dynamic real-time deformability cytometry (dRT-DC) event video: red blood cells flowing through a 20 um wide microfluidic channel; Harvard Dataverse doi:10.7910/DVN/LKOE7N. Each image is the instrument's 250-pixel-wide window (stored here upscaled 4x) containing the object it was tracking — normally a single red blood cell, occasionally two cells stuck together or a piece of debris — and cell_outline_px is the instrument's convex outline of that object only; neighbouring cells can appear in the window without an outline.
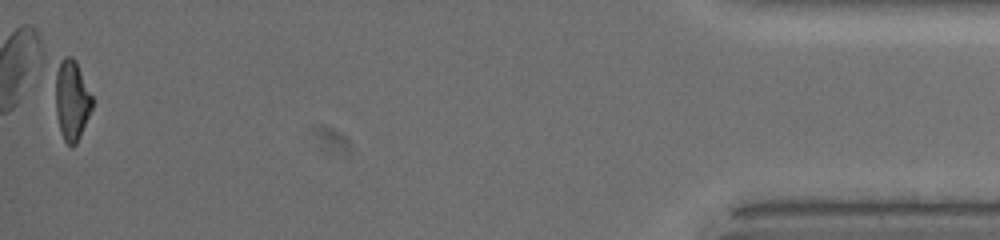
{"species": "common noctule bat (a hibernating species)", "species_latin": "Nyctalus noctula", "temperature_condition": "warm", "stored_images_in_passage": 45, "camera_frame_rate_fps": 3000, "um_per_image_px": 0.085, "animal": {"sex": "female", "body_mass_g": 19.5, "forearm_length_mm": 54.1}, "frame": {"image": 1, "passage_image": 45, "time_ms": 17.667, "image_size_px": [1000, 240], "cell_outline_px": [[92, 108], [80, 136], [76, 144], [72, 148], [64, 140], [60, 132], [56, 116], [56, 72], [64, 56], [72, 56], [76, 60], [92, 96]], "centroid_in_image_um": [6.1, 8.54], "position_along_channel_um": 429.1, "area_um2": 17.05}, "authors_computed_cell_mechanics": {"area_um2": 17.918, "velocity_mm_per_s": 3.8122, "shape_relaxation_time_tau1_ms": 4.1133, "shape_relaxation_time_tau2_ms": 2.3294, "deformation_change_tau1": 0.1731, "deformation_change_tau2": 0.096}}